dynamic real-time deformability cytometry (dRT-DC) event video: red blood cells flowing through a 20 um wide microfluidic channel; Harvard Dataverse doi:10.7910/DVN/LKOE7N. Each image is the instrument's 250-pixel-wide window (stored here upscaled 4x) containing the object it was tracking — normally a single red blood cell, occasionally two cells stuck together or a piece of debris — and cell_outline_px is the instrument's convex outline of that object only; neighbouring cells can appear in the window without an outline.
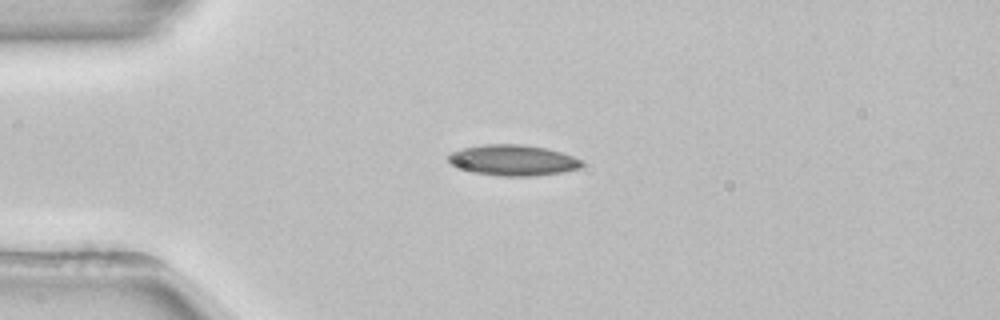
{"species": "common noctule bat (a hibernating species)", "species_latin": "Nyctalus noctula", "temperature_condition": "room temperature", "stored_images_in_passage": 41, "camera_frame_rate_fps": 3000, "um_per_image_px": 0.085, "animal": {"sex": "female", "body_mass_g": 22.7, "forearm_length_mm": 54.2}, "frame": {"image": 1, "passage_image": 1, "time_ms": 0.0, "image_size_px": [1000, 320], "cell_outline_px": [[584, 164], [580, 168], [560, 172], [536, 176], [504, 176], [472, 172], [452, 164], [448, 160], [448, 152], [464, 148], [484, 144], [520, 144], [544, 148], [560, 152], [572, 156], [580, 160]], "centroid_in_image_um": [43.58, 13.62], "position_along_channel_um": 41.4, "area_um2": 23.7}, "authors_computed_cell_mechanics": {"area_um2": 21.964, "velocity_mm_per_s": 3.8613, "shape_relaxation_time_tau1_ms": 3.9381, "shape_relaxation_time_tau2_ms": null, "deformation_change_tau1": 0.0947, "deformation_change_tau2": null}}